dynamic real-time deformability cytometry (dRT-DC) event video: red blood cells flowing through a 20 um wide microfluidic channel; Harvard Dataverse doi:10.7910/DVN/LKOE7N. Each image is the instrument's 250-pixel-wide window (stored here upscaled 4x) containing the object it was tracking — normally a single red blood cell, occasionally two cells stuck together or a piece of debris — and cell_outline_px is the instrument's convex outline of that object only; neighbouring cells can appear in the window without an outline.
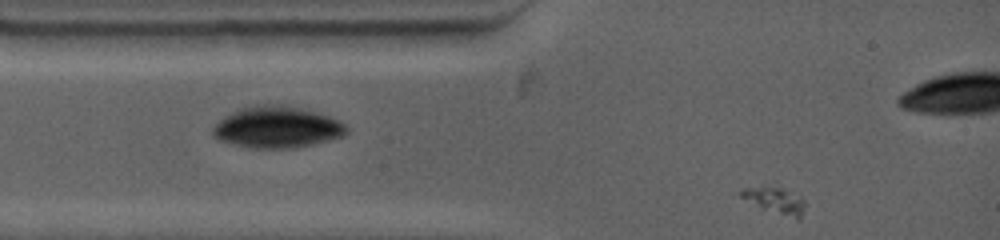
{"species": "common noctule bat (a hibernating species)", "species_latin": "Nyctalus noctula", "temperature_condition": "warm", "stored_images_in_passage": 46, "camera_frame_rate_fps": 4500, "um_per_image_px": 0.085, "animal": {"sex": "female", "body_mass_g": 19.0, "forearm_length_mm": 53.3}, "frame": {"image": 1, "passage_image": 1, "time_ms": 0.0, "image_size_px": [1000, 240], "cell_outline_px": [[804, 208], [800, 220], [796, 220], [764, 208], [740, 196], [736, 192], [744, 188], [776, 180], [804, 200]], "centroid_in_image_um": [65.88, 16.91], "position_along_channel_um": 19.1, "area_um2": 10.69}}
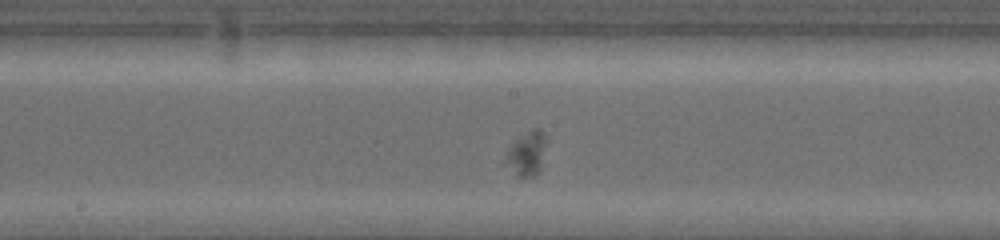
{"frame": {"image": 2, "passage_image": 28, "time_ms": 5.556, "image_size_px": [1000, 240], "cell_outline_px": [[548, 140], [540, 168], [536, 176], [516, 176], [504, 160], [508, 148], [516, 140], [532, 128], [540, 128], [544, 132]], "centroid_in_image_um": [44.82, 13.02], "position_along_channel_um": 203.4, "area_um2": 10.52}}
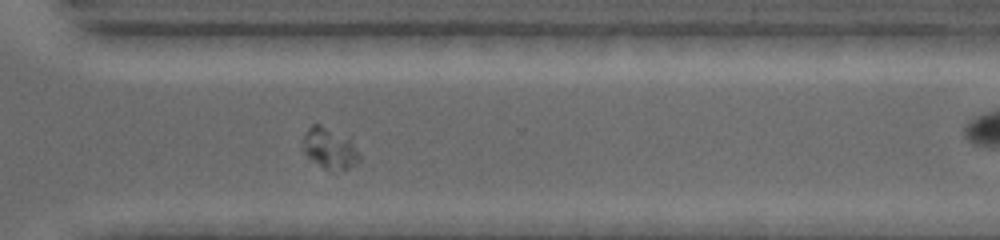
{"frame": {"image": 3, "passage_image": 40, "time_ms": 9.333, "image_size_px": [1000, 240], "cell_outline_px": [[360, 156], [348, 168], [324, 168], [308, 156], [304, 152], [304, 132], [312, 124], [320, 124], [352, 136]], "centroid_in_image_um": [28.05, 12.5], "position_along_channel_um": 342.6, "area_um2": 13.29}}